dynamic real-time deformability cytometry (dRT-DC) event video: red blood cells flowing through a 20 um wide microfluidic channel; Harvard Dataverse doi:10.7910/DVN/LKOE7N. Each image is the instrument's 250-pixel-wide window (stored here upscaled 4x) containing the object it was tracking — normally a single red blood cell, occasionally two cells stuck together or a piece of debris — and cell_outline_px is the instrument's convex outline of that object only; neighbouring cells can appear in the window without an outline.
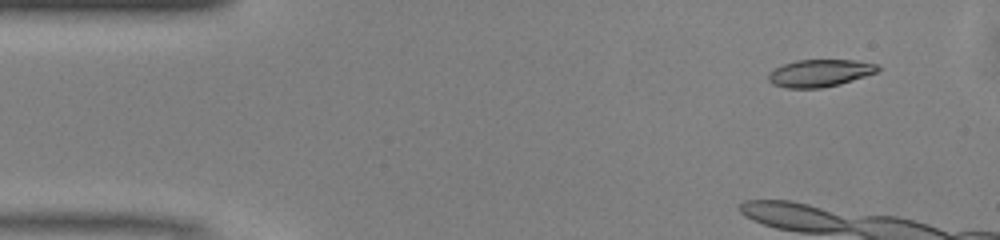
{"species": "common noctule bat (a hibernating species)", "species_latin": "Nyctalus noctula", "temperature_condition": "warm", "stored_images_in_passage": 13, "camera_frame_rate_fps": 3000, "um_per_image_px": 0.085, "animal": {"sex": "male", "body_mass_g": 13.0, "forearm_length_mm": 53.1}, "frame": {"image": 1, "passage_image": 4, "time_ms": 1.0, "image_size_px": [1000, 240], "cell_outline_px": [[880, 72], [840, 84], [820, 88], [788, 88], [772, 84], [768, 80], [768, 72], [784, 64], [796, 60], [856, 60], [876, 64], [880, 68]], "centroid_in_image_um": [69.71, 6.21], "position_along_channel_um": 15.3, "area_um2": 17.51}}